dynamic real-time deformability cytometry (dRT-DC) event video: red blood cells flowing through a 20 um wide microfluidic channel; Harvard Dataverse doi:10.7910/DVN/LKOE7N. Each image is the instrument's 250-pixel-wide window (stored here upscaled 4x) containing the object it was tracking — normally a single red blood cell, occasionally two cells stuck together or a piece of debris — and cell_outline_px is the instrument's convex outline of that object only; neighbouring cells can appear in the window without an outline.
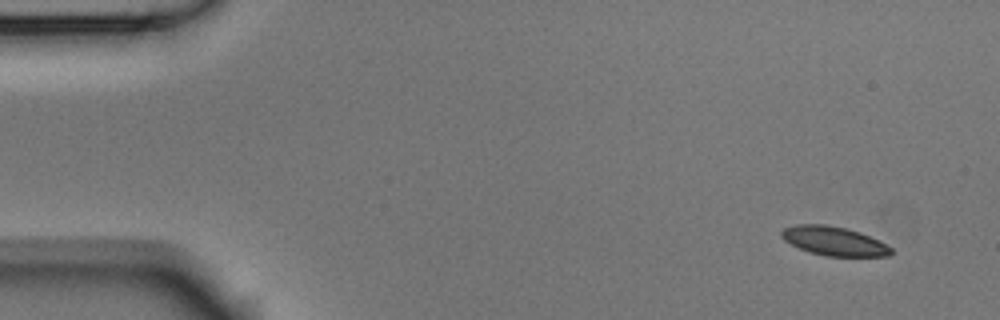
{"species": "Egyptian fruit bat (a non-hibernating species)", "species_latin": "Rousettus aegyptiacus", "temperature_condition": "room temperature", "stored_images_in_passage": 3, "camera_frame_rate_fps": 3000, "um_per_image_px": 0.085, "animal": {"sex": "male"}, "frame": {"image": 1, "passage_image": 1, "time_ms": 0.0, "image_size_px": [1000, 320], "cell_outline_px": [[892, 252], [888, 256], [824, 256], [808, 252], [784, 240], [780, 236], [780, 232], [784, 228], [796, 224], [824, 224], [844, 228], [860, 232], [892, 248]], "centroid_in_image_um": [70.84, 20.49], "position_along_channel_um": 14.2, "area_um2": 18.32}}